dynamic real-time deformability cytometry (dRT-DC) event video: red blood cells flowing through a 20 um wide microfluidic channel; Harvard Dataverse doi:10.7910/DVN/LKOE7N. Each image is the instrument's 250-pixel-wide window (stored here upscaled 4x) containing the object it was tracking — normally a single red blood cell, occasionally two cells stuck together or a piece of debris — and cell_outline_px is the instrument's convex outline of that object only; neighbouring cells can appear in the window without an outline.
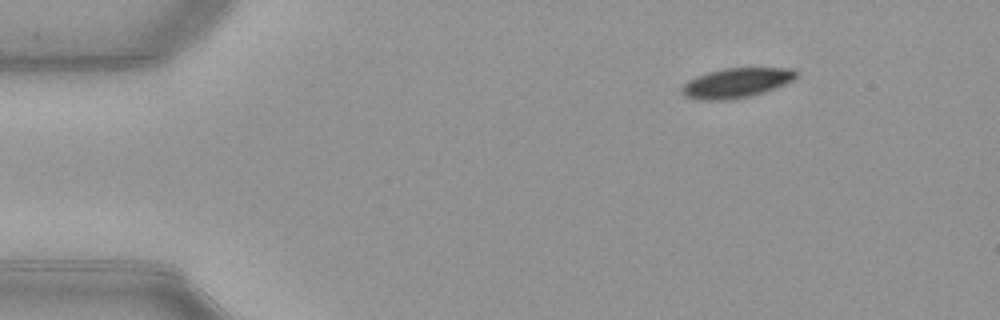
{"species": "common noctule bat (a hibernating species)", "species_latin": "Nyctalus noctula", "temperature_condition": "warm", "stored_images_in_passage": 46, "camera_frame_rate_fps": 3000, "um_per_image_px": 0.085, "animal": {"sex": "female", "body_mass_g": 21.9}, "frame": {"image": 1, "passage_image": 1, "time_ms": 0.0, "image_size_px": [1000, 320], "cell_outline_px": [[796, 76], [792, 80], [784, 84], [764, 92], [752, 96], [728, 100], [700, 100], [684, 96], [680, 92], [680, 88], [688, 80], [696, 76], [708, 72], [724, 68], [792, 68], [796, 72]], "centroid_in_image_um": [62.53, 7.05], "position_along_channel_um": 22.5, "area_um2": 19.83}}
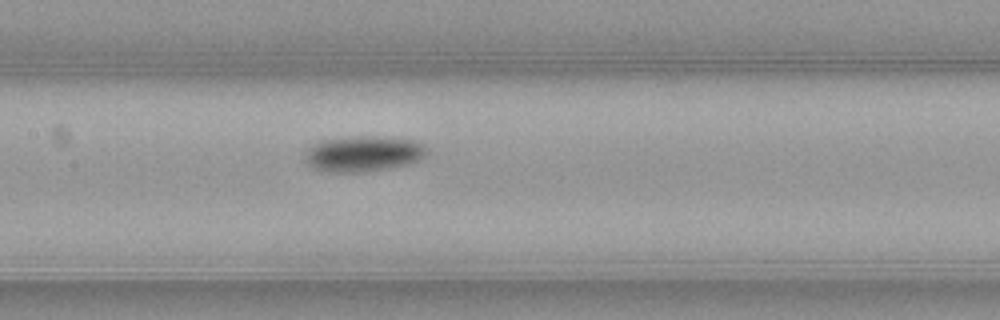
{"frame": {"image": 2, "passage_image": 19, "time_ms": 6.0, "image_size_px": [1000, 320], "cell_outline_px": [[428, 152], [424, 156], [408, 164], [360, 172], [328, 172], [316, 168], [308, 164], [304, 160], [304, 152], [312, 144], [324, 140], [360, 136], [376, 136], [412, 140], [424, 144], [428, 148]], "centroid_in_image_um": [30.86, 13.06], "position_along_channel_um": 176.5, "area_um2": 25.09}}
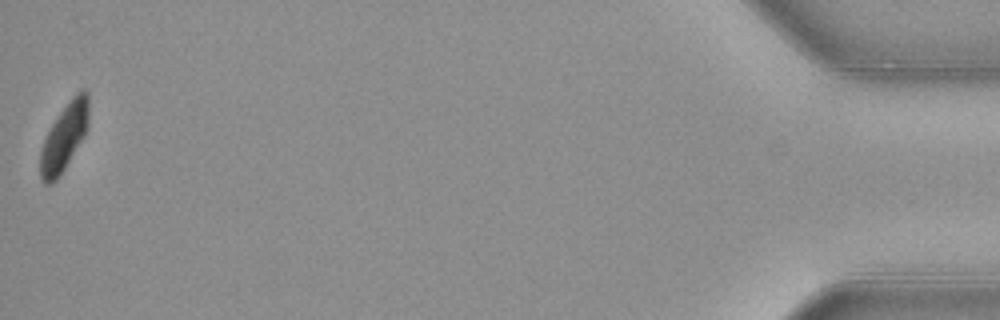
{"frame": {"image": 3, "passage_image": 46, "time_ms": 15.0, "image_size_px": [1000, 320], "cell_outline_px": [[88, 124], [84, 136], [60, 176], [52, 184], [44, 184], [40, 176], [40, 152], [44, 140], [56, 116], [72, 96], [76, 92], [84, 88], [88, 92]], "centroid_in_image_um": [5.45, 11.65], "position_along_channel_um": 429.7, "area_um2": 18.96}, "authors_computed_cell_mechanics": {"area_um2": 22.3397, "velocity_mm_per_s": 3.9467, "shape_relaxation_time_tau1_ms": 2.7206, "shape_relaxation_time_tau2_ms": 10.3595, "deformation_change_tau1": 0.1032, "deformation_change_tau2": 0.1193}}